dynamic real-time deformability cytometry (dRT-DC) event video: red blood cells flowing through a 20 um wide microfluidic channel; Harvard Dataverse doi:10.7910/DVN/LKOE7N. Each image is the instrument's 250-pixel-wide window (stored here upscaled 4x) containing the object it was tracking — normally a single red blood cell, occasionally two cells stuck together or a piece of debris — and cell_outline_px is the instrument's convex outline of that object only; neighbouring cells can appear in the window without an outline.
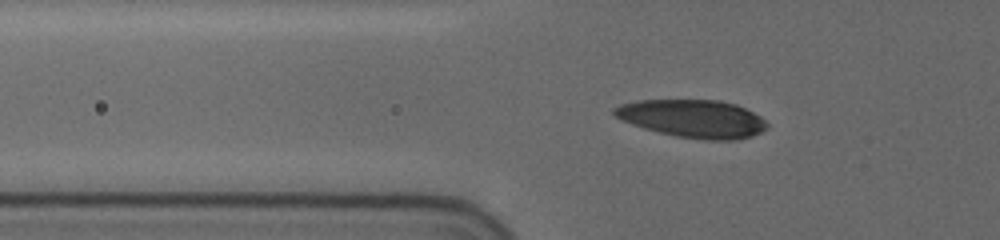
{"species": "human", "species_latin": "Homo sapiens", "temperature_condition": "cold", "stored_images_in_passage": 42, "camera_frame_rate_fps": 3000, "um_per_image_px": 0.085, "donor": {"sex": "female"}, "frame": {"image": 1, "passage_image": 12, "time_ms": 3.667, "image_size_px": [1000, 240], "cell_outline_px": [[768, 128], [752, 136], [736, 140], [708, 140], [676, 136], [644, 128], [632, 124], [616, 116], [612, 112], [612, 108], [620, 104], [640, 100], [720, 100], [736, 104], [760, 116], [768, 124]], "centroid_in_image_um": [58.91, 10.08], "position_along_channel_um": 66.9, "area_um2": 33.58}}
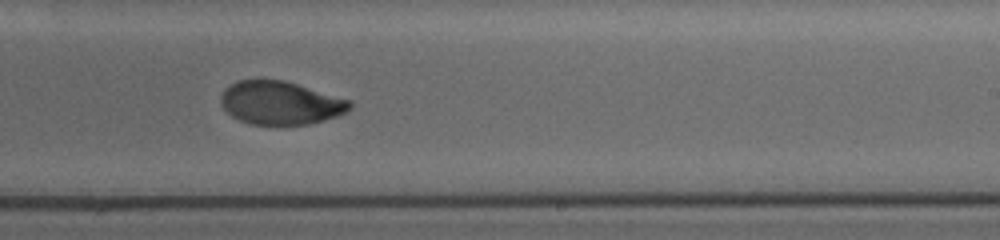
{"frame": {"image": 2, "passage_image": 29, "time_ms": 9.333, "image_size_px": [1000, 240], "cell_outline_px": [[352, 108], [336, 116], [324, 120], [308, 124], [252, 124], [240, 120], [232, 116], [220, 104], [220, 96], [224, 88], [236, 80], [284, 80], [352, 100]], "centroid_in_image_um": [23.83, 8.73], "position_along_channel_um": 265.2, "area_um2": 32.48}}
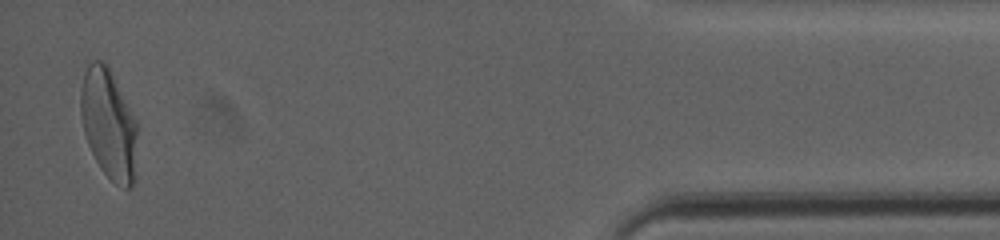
{"frame": {"image": 3, "passage_image": 42, "time_ms": 13.667, "image_size_px": [1000, 240], "cell_outline_px": [[136, 136], [132, 188], [124, 188], [116, 184], [100, 168], [88, 144], [84, 132], [80, 116], [80, 88], [84, 72], [88, 64], [92, 60], [104, 60], [108, 64], [136, 120]], "centroid_in_image_um": [9.2, 10.47], "position_along_channel_um": 426.0, "area_um2": 36.07}, "authors_computed_cell_mechanics": {"area_um2": 33.2928, "velocity_mm_per_s": 3.6707, "shape_relaxation_time_tau1_ms": 3.7891, "shape_relaxation_time_tau2_ms": 1.3958, "deformation_change_tau1": 0.1575, "deformation_change_tau2": 0.0521}}